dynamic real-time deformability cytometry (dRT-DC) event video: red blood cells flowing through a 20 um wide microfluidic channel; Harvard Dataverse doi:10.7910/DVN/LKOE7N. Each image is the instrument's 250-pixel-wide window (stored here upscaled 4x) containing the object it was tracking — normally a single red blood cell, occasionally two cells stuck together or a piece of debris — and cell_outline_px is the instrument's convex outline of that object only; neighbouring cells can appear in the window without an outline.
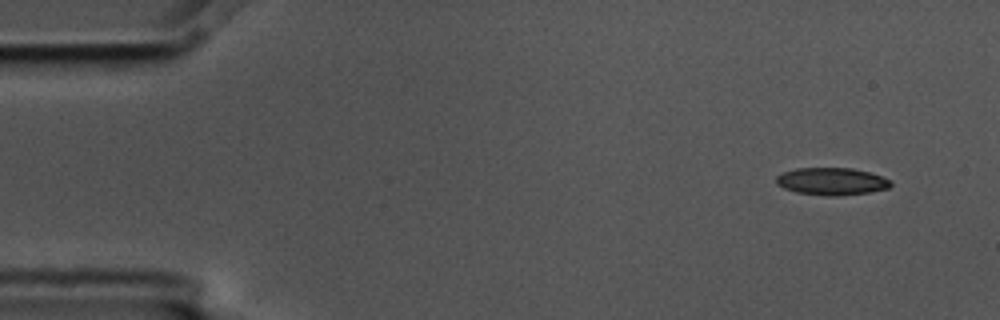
{"species": "common noctule bat (a hibernating species)", "species_latin": "Nyctalus noctula", "temperature_condition": "cold", "stored_images_in_passage": 5, "camera_frame_rate_fps": 3000, "um_per_image_px": 0.085, "animal": {"sex": "male", "body_mass_g": 17.5, "forearm_length_mm": 52.3}, "frame": {"image": 1, "passage_image": 1, "time_ms": 0.0, "image_size_px": [1000, 320], "cell_outline_px": [[892, 184], [888, 188], [868, 192], [836, 196], [828, 196], [796, 192], [784, 188], [776, 184], [776, 176], [784, 172], [796, 168], [852, 168], [868, 172], [892, 180]], "centroid_in_image_um": [70.68, 15.41], "position_along_channel_um": 14.3, "area_um2": 18.15}}
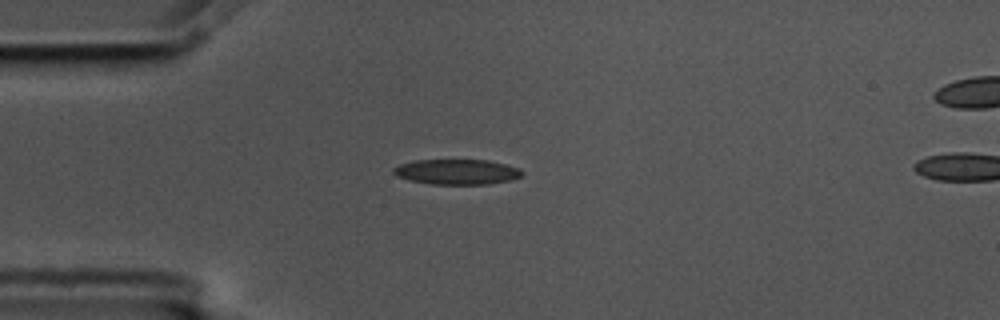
{"frame": {"image": 2, "passage_image": 4, "time_ms": 1.0, "image_size_px": [1000, 320], "cell_outline_px": [[524, 172], [520, 176], [512, 180], [488, 184], [432, 184], [408, 180], [396, 176], [392, 172], [392, 168], [400, 164], [416, 160], [488, 160], [520, 168]], "centroid_in_image_um": [38.82, 14.61], "position_along_channel_um": 46.2, "area_um2": 18.96}}